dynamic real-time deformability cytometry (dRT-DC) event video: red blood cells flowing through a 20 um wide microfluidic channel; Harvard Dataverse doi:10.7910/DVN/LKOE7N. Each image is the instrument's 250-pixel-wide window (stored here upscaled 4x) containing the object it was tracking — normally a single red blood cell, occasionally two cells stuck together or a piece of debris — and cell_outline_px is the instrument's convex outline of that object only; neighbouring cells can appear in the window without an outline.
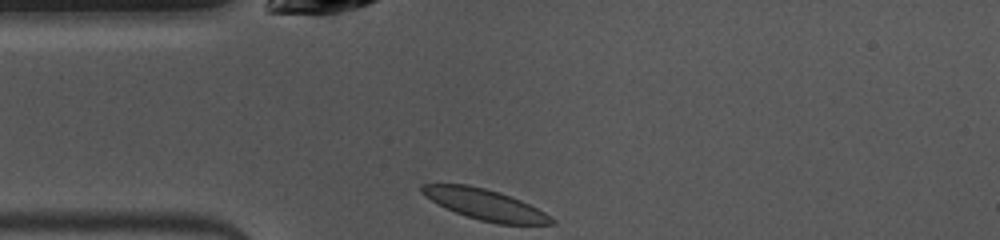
{"species": "common noctule bat (a hibernating species)", "species_latin": "Nyctalus noctula", "temperature_condition": "warm", "stored_images_in_passage": 39, "camera_frame_rate_fps": 3000, "um_per_image_px": 0.085, "animal": {"sex": "female", "body_mass_g": 10.0, "forearm_length_mm": 53.1}, "frame": {"image": 1, "passage_image": 1, "time_ms": 0.0, "image_size_px": [1000, 240], "cell_outline_px": [[556, 220], [552, 224], [496, 224], [480, 220], [456, 212], [424, 196], [420, 192], [420, 184], [468, 184], [500, 192], [520, 200], [552, 216]], "centroid_in_image_um": [41.24, 17.38], "position_along_channel_um": 43.8, "area_um2": 22.95}}
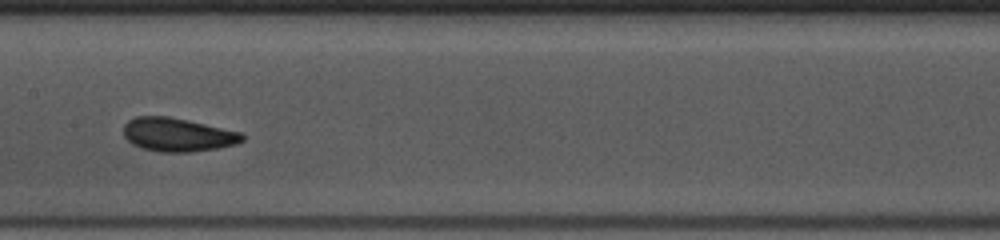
{"frame": {"image": 2, "passage_image": 13, "time_ms": 4.0, "image_size_px": [1000, 240], "cell_outline_px": [[244, 140], [236, 144], [216, 148], [192, 152], [160, 152], [144, 148], [132, 144], [124, 136], [124, 124], [128, 120], [136, 116], [168, 116], [188, 120], [244, 132]], "centroid_in_image_um": [15.12, 11.44], "position_along_channel_um": 192.3, "area_um2": 23.35}}
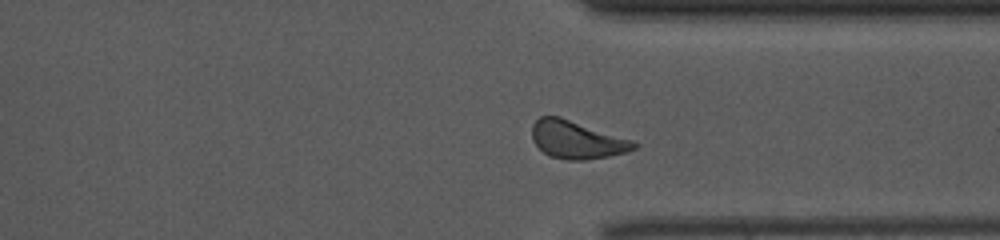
{"frame": {"image": 3, "passage_image": 26, "time_ms": 8.333, "image_size_px": [1000, 240], "cell_outline_px": [[640, 144], [636, 148], [624, 152], [608, 156], [584, 160], [568, 160], [548, 156], [532, 140], [532, 124], [540, 116], [560, 116], [632, 140]], "centroid_in_image_um": [49.01, 11.87], "position_along_channel_um": 362.4, "area_um2": 22.37}, "authors_computed_cell_mechanics": {"area_um2": 22.3686, "velocity_mm_per_s": 3.9377, "shape_relaxation_time_tau1_ms": 2.419, "shape_relaxation_time_tau2_ms": 1.563, "deformation_change_tau1": 0.0922, "deformation_change_tau2": 0.0435}}